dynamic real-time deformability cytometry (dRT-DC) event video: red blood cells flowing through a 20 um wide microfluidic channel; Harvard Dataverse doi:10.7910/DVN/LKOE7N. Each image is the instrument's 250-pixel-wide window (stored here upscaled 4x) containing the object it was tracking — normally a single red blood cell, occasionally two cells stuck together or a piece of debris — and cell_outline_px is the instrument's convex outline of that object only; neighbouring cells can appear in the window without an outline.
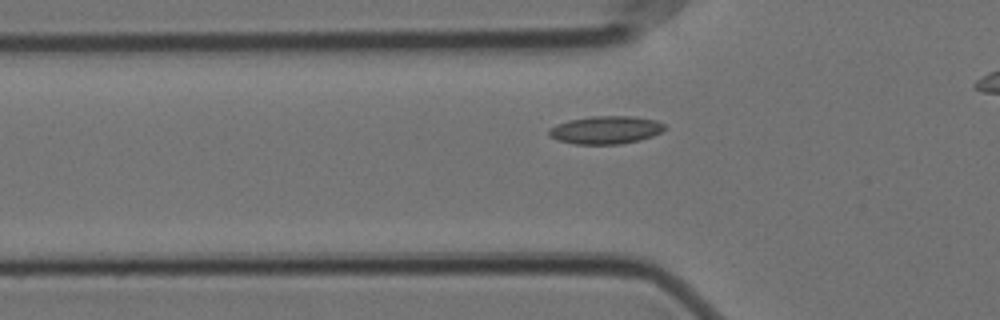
{"species": "Egyptian fruit bat (a non-hibernating species)", "species_latin": "Rousettus aegyptiacus", "temperature_condition": "cold", "stored_images_in_passage": 45, "camera_frame_rate_fps": 3000, "um_per_image_px": 0.085, "animal": {"sex": "female"}, "frame": {"image": 1, "passage_image": 14, "time_ms": 4.333, "image_size_px": [1000, 320], "cell_outline_px": [[668, 128], [652, 136], [640, 140], [620, 144], [576, 144], [556, 140], [548, 136], [548, 128], [556, 124], [568, 120], [592, 116], [632, 116], [656, 120], [664, 124]], "centroid_in_image_um": [51.46, 11.04], "position_along_channel_um": 74.3, "area_um2": 19.02}}
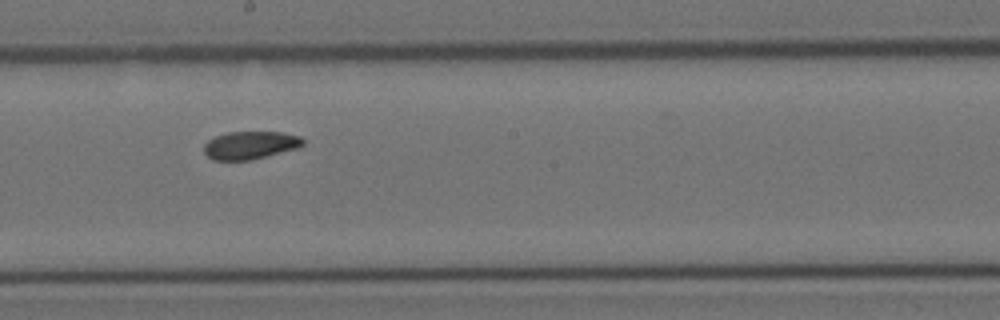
{"frame": {"image": 2, "passage_image": 27, "time_ms": 8.667, "image_size_px": [1000, 320], "cell_outline_px": [[304, 144], [296, 148], [252, 160], [212, 160], [204, 152], [204, 144], [208, 140], [216, 136], [228, 132], [280, 132], [300, 136], [304, 140]], "centroid_in_image_um": [21.25, 12.34], "position_along_channel_um": 226.9, "area_um2": 16.01}}
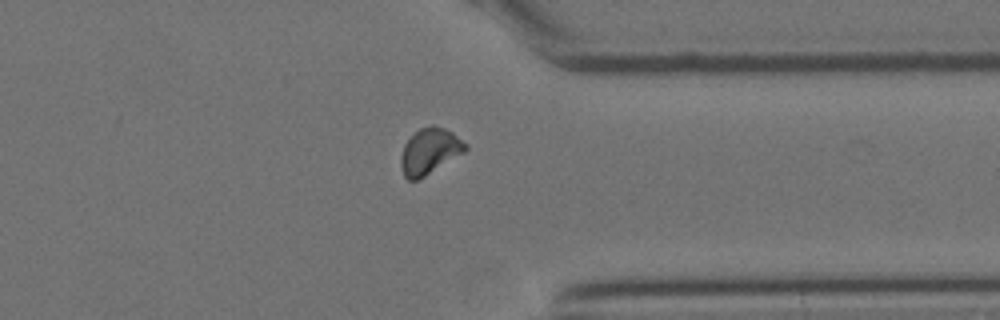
{"frame": {"image": 3, "passage_image": 40, "time_ms": 13.0, "image_size_px": [1000, 320], "cell_outline_px": [[468, 148], [464, 152], [424, 176], [416, 180], [408, 180], [404, 176], [400, 164], [400, 156], [404, 144], [420, 128], [432, 124], [444, 128], [452, 132], [468, 144]], "centroid_in_image_um": [36.51, 12.84], "position_along_channel_um": 374.9, "area_um2": 17.11}, "authors_computed_cell_mechanics": {"area_um2": 16.9932, "velocity_mm_per_s": 3.5102, "shape_relaxation_time_tau1_ms": null, "shape_relaxation_time_tau2_ms": 3.6809, "deformation_change_tau1": null, "deformation_change_tau2": 0.0813}}